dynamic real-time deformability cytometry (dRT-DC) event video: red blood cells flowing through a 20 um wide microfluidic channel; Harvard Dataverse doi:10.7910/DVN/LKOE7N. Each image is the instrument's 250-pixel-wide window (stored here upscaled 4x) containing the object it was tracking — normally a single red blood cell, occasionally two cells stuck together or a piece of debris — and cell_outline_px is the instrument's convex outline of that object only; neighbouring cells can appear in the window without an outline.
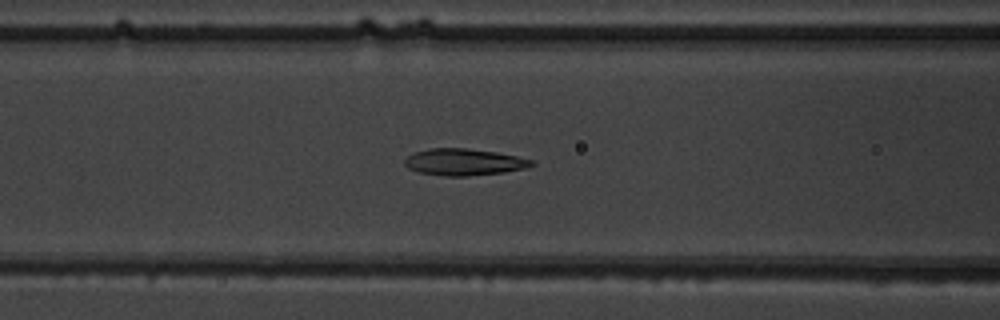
{"species": "common noctule bat (a hibernating species)", "species_latin": "Nyctalus noctula", "temperature_condition": "warm", "stored_images_in_passage": 49, "camera_frame_rate_fps": 3000, "um_per_image_px": 0.085, "animal": {"sex": "male", "body_mass_g": 19.5, "forearm_length_mm": 54.6}, "frame": {"image": 1, "passage_image": 20, "time_ms": 6.333, "image_size_px": [1000, 320], "cell_outline_px": [[536, 164], [524, 168], [504, 172], [468, 176], [448, 176], [420, 172], [408, 168], [404, 164], [404, 160], [412, 152], [428, 148], [464, 148], [496, 152], [516, 156], [532, 160]], "centroid_in_image_um": [39.41, 13.76], "position_along_channel_um": 127.2, "area_um2": 19.65}}
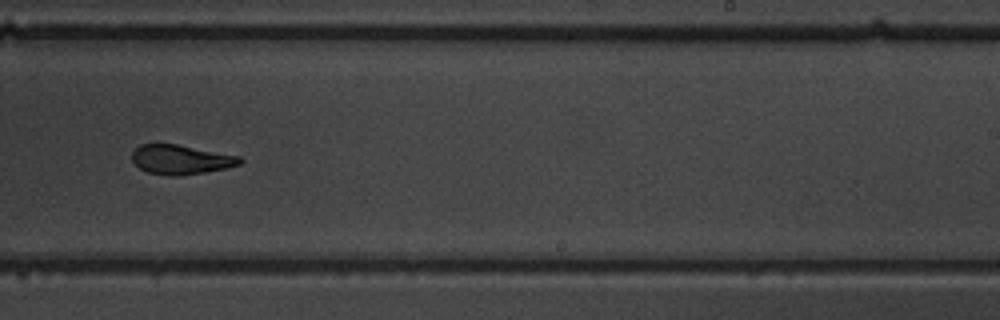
{"frame": {"image": 2, "passage_image": 31, "time_ms": 10.0, "image_size_px": [1000, 320], "cell_outline_px": [[244, 160], [240, 164], [228, 168], [180, 176], [168, 176], [148, 172], [140, 168], [132, 160], [132, 152], [140, 144], [176, 144], [240, 156]], "centroid_in_image_um": [15.39, 13.57], "position_along_channel_um": 273.6, "area_um2": 18.5}}
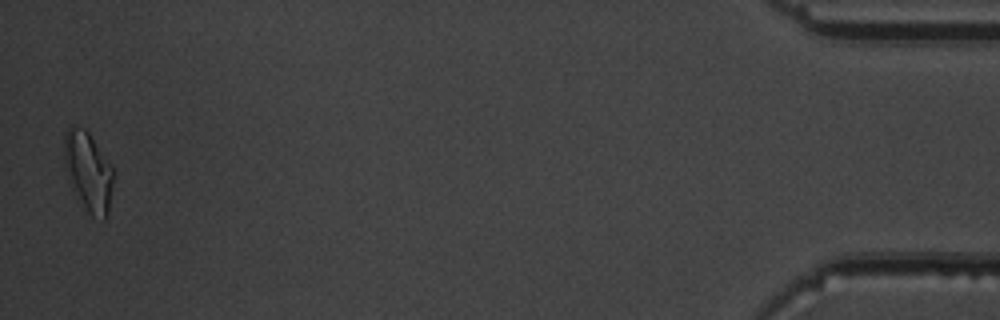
{"frame": {"image": 3, "passage_image": 49, "time_ms": 16.0, "image_size_px": [1000, 320], "cell_outline_px": [[116, 172], [108, 212], [104, 220], [92, 216], [88, 212], [68, 180], [64, 164], [64, 132], [72, 124], [84, 128], [88, 132]], "centroid_in_image_um": [7.51, 14.55], "position_along_channel_um": 427.7, "area_um2": 22.89}, "authors_computed_cell_mechanics": {"area_um2": 20.23, "velocity_mm_per_s": 4.0024, "shape_relaxation_time_tau1_ms": 4.3677, "shape_relaxation_time_tau2_ms": 3.0066, "deformation_change_tau1": 0.1814, "deformation_change_tau2": 0.0952}}